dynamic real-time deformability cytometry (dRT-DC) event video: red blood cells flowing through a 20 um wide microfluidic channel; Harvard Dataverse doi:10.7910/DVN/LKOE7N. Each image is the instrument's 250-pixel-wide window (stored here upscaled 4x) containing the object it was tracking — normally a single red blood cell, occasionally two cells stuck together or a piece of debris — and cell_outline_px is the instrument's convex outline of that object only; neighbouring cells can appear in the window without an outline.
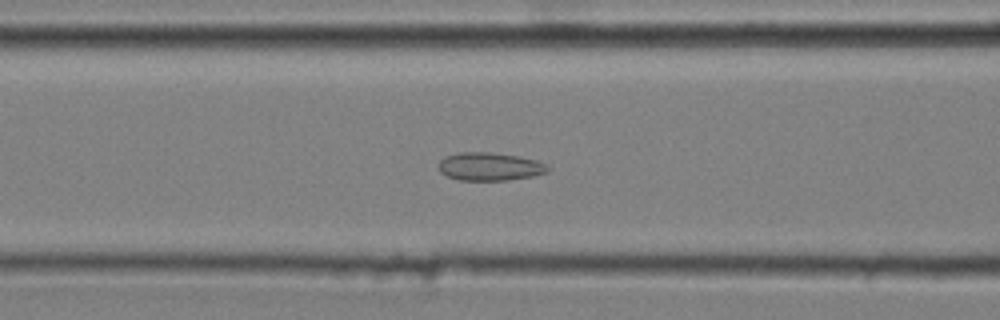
{"species": "common noctule bat (a hibernating species)", "species_latin": "Nyctalus noctula", "temperature_condition": "cold", "stored_images_in_passage": 53, "camera_frame_rate_fps": 3000, "um_per_image_px": 0.085, "animal": {"sex": "male", "body_mass_g": 20.4}, "frame": {"image": 1, "passage_image": 22, "time_ms": 7.0, "image_size_px": [1000, 320], "cell_outline_px": [[548, 172], [532, 176], [508, 180], [460, 180], [448, 176], [440, 172], [440, 160], [444, 156], [460, 152], [492, 152], [520, 156], [536, 160], [544, 164], [548, 168]], "centroid_in_image_um": [41.62, 14.15], "position_along_channel_um": 125.0, "area_um2": 17.8}}
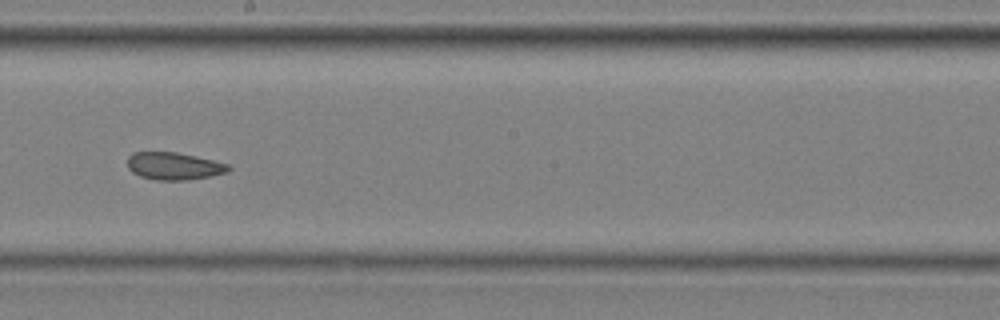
{"frame": {"image": 2, "passage_image": 31, "time_ms": 10.0, "image_size_px": [1000, 320], "cell_outline_px": [[232, 168], [228, 172], [188, 180], [156, 180], [140, 176], [132, 172], [128, 168], [128, 156], [132, 152], [176, 152], [196, 156], [228, 164]], "centroid_in_image_um": [14.77, 14.11], "position_along_channel_um": 233.4, "area_um2": 16.13}}
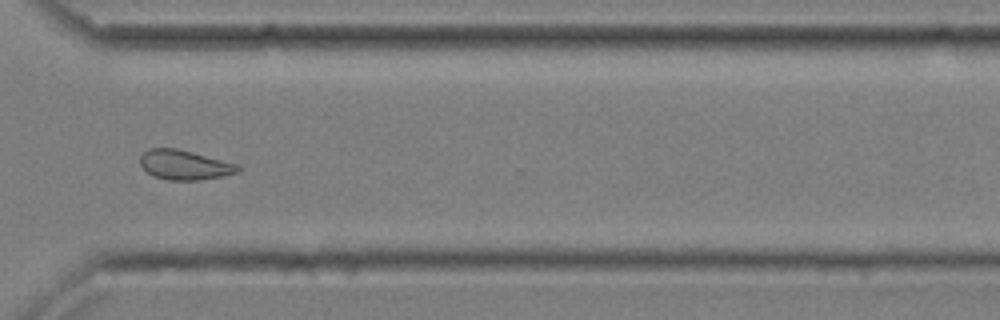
{"frame": {"image": 3, "passage_image": 41, "time_ms": 13.333, "image_size_px": [1000, 320], "cell_outline_px": [[240, 168], [236, 172], [224, 176], [196, 180], [168, 180], [152, 176], [140, 164], [140, 156], [148, 148], [176, 148], [240, 164]], "centroid_in_image_um": [15.68, 14.01], "position_along_channel_um": 354.9, "area_um2": 16.88}, "authors_computed_cell_mechanics": {"area_um2": 17.8024, "velocity_mm_per_s": 3.6251, "shape_relaxation_time_tau1_ms": null, "shape_relaxation_time_tau2_ms": 2.3691, "deformation_change_tau1": null, "deformation_change_tau2": 0.0838}}